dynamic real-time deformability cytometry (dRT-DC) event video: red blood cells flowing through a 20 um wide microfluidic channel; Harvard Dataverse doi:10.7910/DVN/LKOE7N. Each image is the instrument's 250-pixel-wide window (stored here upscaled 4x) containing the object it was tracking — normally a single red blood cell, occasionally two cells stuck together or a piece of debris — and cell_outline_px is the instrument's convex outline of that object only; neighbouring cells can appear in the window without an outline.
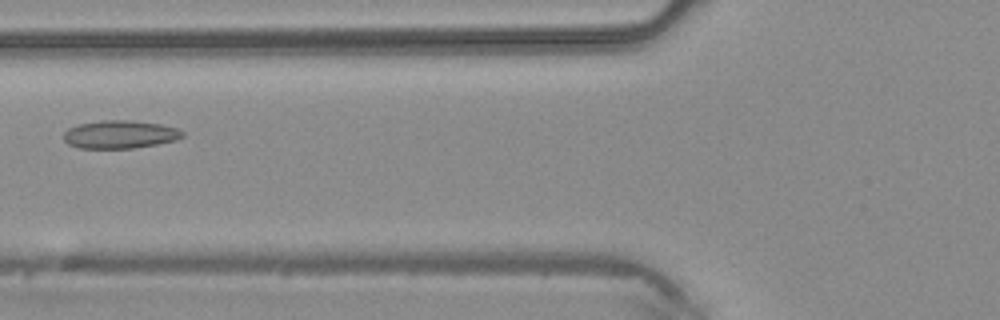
{"species": "common noctule bat (a hibernating species)", "species_latin": "Nyctalus noctula", "temperature_condition": "warm", "stored_images_in_passage": 3, "camera_frame_rate_fps": 3000, "um_per_image_px": 0.085, "animal": {"sex": "male", "body_mass_g": 20.4}, "frame": {"image": 1, "passage_image": 3, "time_ms": 0.667, "image_size_px": [1000, 320], "cell_outline_px": [[184, 136], [176, 140], [156, 144], [132, 148], [76, 148], [68, 144], [64, 140], [64, 132], [68, 128], [76, 124], [104, 120], [128, 120], [160, 124], [176, 128], [184, 132]], "centroid_in_image_um": [10.16, 11.42], "position_along_channel_um": 115.6, "area_um2": 19.42}}